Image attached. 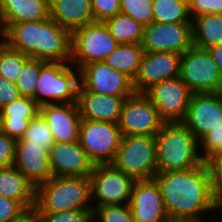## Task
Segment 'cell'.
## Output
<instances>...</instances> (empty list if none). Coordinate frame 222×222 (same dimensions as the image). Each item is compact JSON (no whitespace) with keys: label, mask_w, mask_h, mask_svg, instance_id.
<instances>
[{"label":"cell","mask_w":222,"mask_h":222,"mask_svg":"<svg viewBox=\"0 0 222 222\" xmlns=\"http://www.w3.org/2000/svg\"><path fill=\"white\" fill-rule=\"evenodd\" d=\"M154 179L170 221L202 222L201 213L216 212L206 163L187 170L157 173Z\"/></svg>","instance_id":"obj_1"},{"label":"cell","mask_w":222,"mask_h":222,"mask_svg":"<svg viewBox=\"0 0 222 222\" xmlns=\"http://www.w3.org/2000/svg\"><path fill=\"white\" fill-rule=\"evenodd\" d=\"M2 41L29 58L71 62V33L50 17L38 22L5 24Z\"/></svg>","instance_id":"obj_2"},{"label":"cell","mask_w":222,"mask_h":222,"mask_svg":"<svg viewBox=\"0 0 222 222\" xmlns=\"http://www.w3.org/2000/svg\"><path fill=\"white\" fill-rule=\"evenodd\" d=\"M155 139L157 173L187 170L203 163L199 141L183 122H164Z\"/></svg>","instance_id":"obj_3"},{"label":"cell","mask_w":222,"mask_h":222,"mask_svg":"<svg viewBox=\"0 0 222 222\" xmlns=\"http://www.w3.org/2000/svg\"><path fill=\"white\" fill-rule=\"evenodd\" d=\"M37 212L93 209L89 177L53 176L35 187Z\"/></svg>","instance_id":"obj_4"},{"label":"cell","mask_w":222,"mask_h":222,"mask_svg":"<svg viewBox=\"0 0 222 222\" xmlns=\"http://www.w3.org/2000/svg\"><path fill=\"white\" fill-rule=\"evenodd\" d=\"M71 65L70 62L47 61L41 67L33 97L39 106L77 102L80 73L76 72H79L77 67L74 69Z\"/></svg>","instance_id":"obj_5"},{"label":"cell","mask_w":222,"mask_h":222,"mask_svg":"<svg viewBox=\"0 0 222 222\" xmlns=\"http://www.w3.org/2000/svg\"><path fill=\"white\" fill-rule=\"evenodd\" d=\"M111 164L134 180L153 179L157 174L155 136H122L119 149Z\"/></svg>","instance_id":"obj_6"},{"label":"cell","mask_w":222,"mask_h":222,"mask_svg":"<svg viewBox=\"0 0 222 222\" xmlns=\"http://www.w3.org/2000/svg\"><path fill=\"white\" fill-rule=\"evenodd\" d=\"M118 45L103 22L84 25L71 33V64H77L80 70L102 62Z\"/></svg>","instance_id":"obj_7"},{"label":"cell","mask_w":222,"mask_h":222,"mask_svg":"<svg viewBox=\"0 0 222 222\" xmlns=\"http://www.w3.org/2000/svg\"><path fill=\"white\" fill-rule=\"evenodd\" d=\"M179 77L193 93L222 92V76L208 50L192 46L181 54Z\"/></svg>","instance_id":"obj_8"},{"label":"cell","mask_w":222,"mask_h":222,"mask_svg":"<svg viewBox=\"0 0 222 222\" xmlns=\"http://www.w3.org/2000/svg\"><path fill=\"white\" fill-rule=\"evenodd\" d=\"M121 130L116 123L81 119L79 143L96 164H111L120 146Z\"/></svg>","instance_id":"obj_9"},{"label":"cell","mask_w":222,"mask_h":222,"mask_svg":"<svg viewBox=\"0 0 222 222\" xmlns=\"http://www.w3.org/2000/svg\"><path fill=\"white\" fill-rule=\"evenodd\" d=\"M89 180L92 208L129 203L135 180L112 164L94 165Z\"/></svg>","instance_id":"obj_10"},{"label":"cell","mask_w":222,"mask_h":222,"mask_svg":"<svg viewBox=\"0 0 222 222\" xmlns=\"http://www.w3.org/2000/svg\"><path fill=\"white\" fill-rule=\"evenodd\" d=\"M163 123L151 100L144 93H134L124 101L118 126L122 136H156Z\"/></svg>","instance_id":"obj_11"},{"label":"cell","mask_w":222,"mask_h":222,"mask_svg":"<svg viewBox=\"0 0 222 222\" xmlns=\"http://www.w3.org/2000/svg\"><path fill=\"white\" fill-rule=\"evenodd\" d=\"M144 52H176L183 54L193 46L192 23H160L144 26L140 43Z\"/></svg>","instance_id":"obj_12"},{"label":"cell","mask_w":222,"mask_h":222,"mask_svg":"<svg viewBox=\"0 0 222 222\" xmlns=\"http://www.w3.org/2000/svg\"><path fill=\"white\" fill-rule=\"evenodd\" d=\"M144 94L164 122H182L193 92L178 76L153 85Z\"/></svg>","instance_id":"obj_13"},{"label":"cell","mask_w":222,"mask_h":222,"mask_svg":"<svg viewBox=\"0 0 222 222\" xmlns=\"http://www.w3.org/2000/svg\"><path fill=\"white\" fill-rule=\"evenodd\" d=\"M79 73L80 85L96 94L131 97L135 93L133 80L104 61L85 65Z\"/></svg>","instance_id":"obj_14"},{"label":"cell","mask_w":222,"mask_h":222,"mask_svg":"<svg viewBox=\"0 0 222 222\" xmlns=\"http://www.w3.org/2000/svg\"><path fill=\"white\" fill-rule=\"evenodd\" d=\"M182 122L198 141L222 126V92L193 93Z\"/></svg>","instance_id":"obj_15"},{"label":"cell","mask_w":222,"mask_h":222,"mask_svg":"<svg viewBox=\"0 0 222 222\" xmlns=\"http://www.w3.org/2000/svg\"><path fill=\"white\" fill-rule=\"evenodd\" d=\"M181 54L176 52H144L137 76L135 93H145L153 85L179 76Z\"/></svg>","instance_id":"obj_16"},{"label":"cell","mask_w":222,"mask_h":222,"mask_svg":"<svg viewBox=\"0 0 222 222\" xmlns=\"http://www.w3.org/2000/svg\"><path fill=\"white\" fill-rule=\"evenodd\" d=\"M128 205L135 222H170L154 178L135 180Z\"/></svg>","instance_id":"obj_17"},{"label":"cell","mask_w":222,"mask_h":222,"mask_svg":"<svg viewBox=\"0 0 222 222\" xmlns=\"http://www.w3.org/2000/svg\"><path fill=\"white\" fill-rule=\"evenodd\" d=\"M49 155L53 176L89 177L94 163L77 142H54Z\"/></svg>","instance_id":"obj_18"},{"label":"cell","mask_w":222,"mask_h":222,"mask_svg":"<svg viewBox=\"0 0 222 222\" xmlns=\"http://www.w3.org/2000/svg\"><path fill=\"white\" fill-rule=\"evenodd\" d=\"M39 113L47 122L55 142L79 141L81 115L77 103L45 104Z\"/></svg>","instance_id":"obj_19"},{"label":"cell","mask_w":222,"mask_h":222,"mask_svg":"<svg viewBox=\"0 0 222 222\" xmlns=\"http://www.w3.org/2000/svg\"><path fill=\"white\" fill-rule=\"evenodd\" d=\"M126 98L96 94L80 85L76 103L81 119L118 124Z\"/></svg>","instance_id":"obj_20"},{"label":"cell","mask_w":222,"mask_h":222,"mask_svg":"<svg viewBox=\"0 0 222 222\" xmlns=\"http://www.w3.org/2000/svg\"><path fill=\"white\" fill-rule=\"evenodd\" d=\"M13 166L35 187L53 177L48 152L30 142L16 141Z\"/></svg>","instance_id":"obj_21"},{"label":"cell","mask_w":222,"mask_h":222,"mask_svg":"<svg viewBox=\"0 0 222 222\" xmlns=\"http://www.w3.org/2000/svg\"><path fill=\"white\" fill-rule=\"evenodd\" d=\"M49 17L72 33L94 23L91 0H49Z\"/></svg>","instance_id":"obj_22"},{"label":"cell","mask_w":222,"mask_h":222,"mask_svg":"<svg viewBox=\"0 0 222 222\" xmlns=\"http://www.w3.org/2000/svg\"><path fill=\"white\" fill-rule=\"evenodd\" d=\"M5 24L38 22L49 18V0H0Z\"/></svg>","instance_id":"obj_23"},{"label":"cell","mask_w":222,"mask_h":222,"mask_svg":"<svg viewBox=\"0 0 222 222\" xmlns=\"http://www.w3.org/2000/svg\"><path fill=\"white\" fill-rule=\"evenodd\" d=\"M0 195L20 202L26 209L35 205V186L14 166L0 168Z\"/></svg>","instance_id":"obj_24"},{"label":"cell","mask_w":222,"mask_h":222,"mask_svg":"<svg viewBox=\"0 0 222 222\" xmlns=\"http://www.w3.org/2000/svg\"><path fill=\"white\" fill-rule=\"evenodd\" d=\"M193 46L207 50L222 44V14H201L192 19Z\"/></svg>","instance_id":"obj_25"},{"label":"cell","mask_w":222,"mask_h":222,"mask_svg":"<svg viewBox=\"0 0 222 222\" xmlns=\"http://www.w3.org/2000/svg\"><path fill=\"white\" fill-rule=\"evenodd\" d=\"M143 55L144 51L140 44H119L105 58L104 62L134 80L138 74Z\"/></svg>","instance_id":"obj_26"},{"label":"cell","mask_w":222,"mask_h":222,"mask_svg":"<svg viewBox=\"0 0 222 222\" xmlns=\"http://www.w3.org/2000/svg\"><path fill=\"white\" fill-rule=\"evenodd\" d=\"M111 36L119 44H140L144 26L123 13H118L103 21Z\"/></svg>","instance_id":"obj_27"},{"label":"cell","mask_w":222,"mask_h":222,"mask_svg":"<svg viewBox=\"0 0 222 222\" xmlns=\"http://www.w3.org/2000/svg\"><path fill=\"white\" fill-rule=\"evenodd\" d=\"M153 21L160 23H192L188 0H153Z\"/></svg>","instance_id":"obj_28"},{"label":"cell","mask_w":222,"mask_h":222,"mask_svg":"<svg viewBox=\"0 0 222 222\" xmlns=\"http://www.w3.org/2000/svg\"><path fill=\"white\" fill-rule=\"evenodd\" d=\"M29 59L20 51L10 48L4 41L0 40V76L10 82L16 81L21 72L23 64Z\"/></svg>","instance_id":"obj_29"},{"label":"cell","mask_w":222,"mask_h":222,"mask_svg":"<svg viewBox=\"0 0 222 222\" xmlns=\"http://www.w3.org/2000/svg\"><path fill=\"white\" fill-rule=\"evenodd\" d=\"M17 141H26L30 142V145L42 146L47 152L55 142L47 122L40 113L30 120L23 137Z\"/></svg>","instance_id":"obj_30"},{"label":"cell","mask_w":222,"mask_h":222,"mask_svg":"<svg viewBox=\"0 0 222 222\" xmlns=\"http://www.w3.org/2000/svg\"><path fill=\"white\" fill-rule=\"evenodd\" d=\"M47 61L29 58L21 69L15 84L21 96L33 98L41 67Z\"/></svg>","instance_id":"obj_31"},{"label":"cell","mask_w":222,"mask_h":222,"mask_svg":"<svg viewBox=\"0 0 222 222\" xmlns=\"http://www.w3.org/2000/svg\"><path fill=\"white\" fill-rule=\"evenodd\" d=\"M39 107L33 98L20 96L0 109V117L32 119L39 113Z\"/></svg>","instance_id":"obj_32"},{"label":"cell","mask_w":222,"mask_h":222,"mask_svg":"<svg viewBox=\"0 0 222 222\" xmlns=\"http://www.w3.org/2000/svg\"><path fill=\"white\" fill-rule=\"evenodd\" d=\"M120 13L130 16L143 26L153 21V0H120Z\"/></svg>","instance_id":"obj_33"},{"label":"cell","mask_w":222,"mask_h":222,"mask_svg":"<svg viewBox=\"0 0 222 222\" xmlns=\"http://www.w3.org/2000/svg\"><path fill=\"white\" fill-rule=\"evenodd\" d=\"M92 217L96 222H135L128 204L93 208Z\"/></svg>","instance_id":"obj_34"},{"label":"cell","mask_w":222,"mask_h":222,"mask_svg":"<svg viewBox=\"0 0 222 222\" xmlns=\"http://www.w3.org/2000/svg\"><path fill=\"white\" fill-rule=\"evenodd\" d=\"M199 143V146L202 147H199V151L201 150L199 154L204 163L217 156H222V126L212 129Z\"/></svg>","instance_id":"obj_35"},{"label":"cell","mask_w":222,"mask_h":222,"mask_svg":"<svg viewBox=\"0 0 222 222\" xmlns=\"http://www.w3.org/2000/svg\"><path fill=\"white\" fill-rule=\"evenodd\" d=\"M211 179V191L217 211L222 210V156H217L207 163ZM221 209V210H219Z\"/></svg>","instance_id":"obj_36"},{"label":"cell","mask_w":222,"mask_h":222,"mask_svg":"<svg viewBox=\"0 0 222 222\" xmlns=\"http://www.w3.org/2000/svg\"><path fill=\"white\" fill-rule=\"evenodd\" d=\"M93 209L70 210L62 212H38L41 222H88Z\"/></svg>","instance_id":"obj_37"},{"label":"cell","mask_w":222,"mask_h":222,"mask_svg":"<svg viewBox=\"0 0 222 222\" xmlns=\"http://www.w3.org/2000/svg\"><path fill=\"white\" fill-rule=\"evenodd\" d=\"M91 2L94 22H103L120 13V0H91Z\"/></svg>","instance_id":"obj_38"},{"label":"cell","mask_w":222,"mask_h":222,"mask_svg":"<svg viewBox=\"0 0 222 222\" xmlns=\"http://www.w3.org/2000/svg\"><path fill=\"white\" fill-rule=\"evenodd\" d=\"M191 19L201 14H222V0H188Z\"/></svg>","instance_id":"obj_39"},{"label":"cell","mask_w":222,"mask_h":222,"mask_svg":"<svg viewBox=\"0 0 222 222\" xmlns=\"http://www.w3.org/2000/svg\"><path fill=\"white\" fill-rule=\"evenodd\" d=\"M31 119L1 118L0 131L14 138L21 139Z\"/></svg>","instance_id":"obj_40"},{"label":"cell","mask_w":222,"mask_h":222,"mask_svg":"<svg viewBox=\"0 0 222 222\" xmlns=\"http://www.w3.org/2000/svg\"><path fill=\"white\" fill-rule=\"evenodd\" d=\"M16 140L0 131V168L13 166Z\"/></svg>","instance_id":"obj_41"},{"label":"cell","mask_w":222,"mask_h":222,"mask_svg":"<svg viewBox=\"0 0 222 222\" xmlns=\"http://www.w3.org/2000/svg\"><path fill=\"white\" fill-rule=\"evenodd\" d=\"M25 210L20 202L0 195V222H12Z\"/></svg>","instance_id":"obj_42"},{"label":"cell","mask_w":222,"mask_h":222,"mask_svg":"<svg viewBox=\"0 0 222 222\" xmlns=\"http://www.w3.org/2000/svg\"><path fill=\"white\" fill-rule=\"evenodd\" d=\"M20 96L16 84L0 76V109Z\"/></svg>","instance_id":"obj_43"},{"label":"cell","mask_w":222,"mask_h":222,"mask_svg":"<svg viewBox=\"0 0 222 222\" xmlns=\"http://www.w3.org/2000/svg\"><path fill=\"white\" fill-rule=\"evenodd\" d=\"M12 222H41L40 215L37 210L33 207L23 211L16 219Z\"/></svg>","instance_id":"obj_44"},{"label":"cell","mask_w":222,"mask_h":222,"mask_svg":"<svg viewBox=\"0 0 222 222\" xmlns=\"http://www.w3.org/2000/svg\"><path fill=\"white\" fill-rule=\"evenodd\" d=\"M218 66L219 72L222 76V44L215 45L207 49Z\"/></svg>","instance_id":"obj_45"},{"label":"cell","mask_w":222,"mask_h":222,"mask_svg":"<svg viewBox=\"0 0 222 222\" xmlns=\"http://www.w3.org/2000/svg\"><path fill=\"white\" fill-rule=\"evenodd\" d=\"M4 33H5V23L2 17L1 6H0V34H1L0 36L1 38H3Z\"/></svg>","instance_id":"obj_46"},{"label":"cell","mask_w":222,"mask_h":222,"mask_svg":"<svg viewBox=\"0 0 222 222\" xmlns=\"http://www.w3.org/2000/svg\"><path fill=\"white\" fill-rule=\"evenodd\" d=\"M170 222H197V221H170Z\"/></svg>","instance_id":"obj_47"},{"label":"cell","mask_w":222,"mask_h":222,"mask_svg":"<svg viewBox=\"0 0 222 222\" xmlns=\"http://www.w3.org/2000/svg\"><path fill=\"white\" fill-rule=\"evenodd\" d=\"M88 222H96V220L93 217H91Z\"/></svg>","instance_id":"obj_48"}]
</instances>
